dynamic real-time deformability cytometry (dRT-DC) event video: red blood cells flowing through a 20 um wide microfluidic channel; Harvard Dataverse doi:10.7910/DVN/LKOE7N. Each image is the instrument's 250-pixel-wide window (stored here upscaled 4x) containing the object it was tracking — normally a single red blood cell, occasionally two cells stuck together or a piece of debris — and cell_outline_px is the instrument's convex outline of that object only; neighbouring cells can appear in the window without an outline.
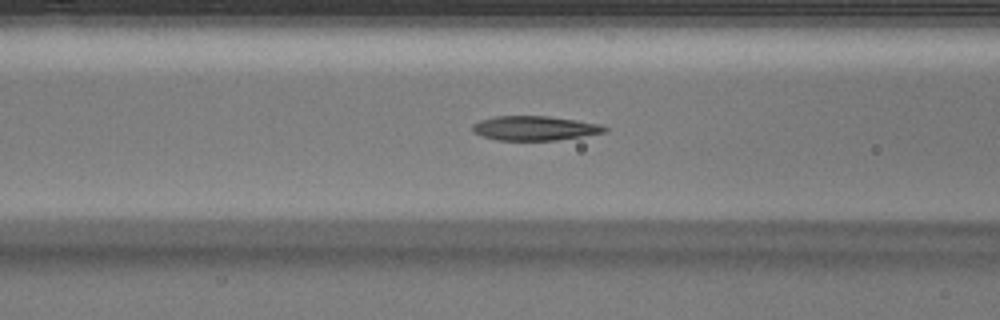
{"species": "Egyptian fruit bat (a non-hibernating species)", "species_latin": "Rousettus aegyptiacus", "temperature_condition": "warm", "stored_images_in_passage": 34, "camera_frame_rate_fps": 3000, "um_per_image_px": 0.085, "animal": {"sex": "male"}, "frame": {"image": 1, "passage_image": 5, "time_ms": 1.333, "image_size_px": [1000, 320], "cell_outline_px": [[608, 132], [556, 140], [496, 140], [472, 132], [472, 124], [480, 120], [496, 116], [548, 116], [604, 124], [608, 128]], "centroid_in_image_um": [45.49, 10.89], "position_along_channel_um": 121.1, "area_um2": 18.9}}
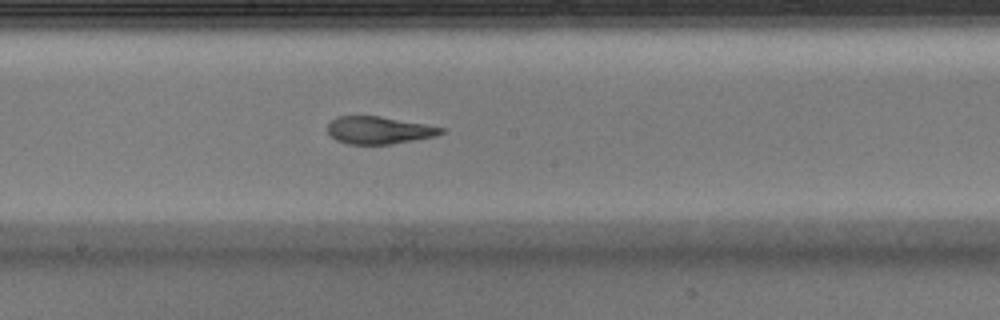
{"frame": {"image": 2, "passage_image": 12, "time_ms": 3.667, "image_size_px": [1000, 320], "cell_outline_px": [[444, 132], [436, 136], [388, 144], [348, 144], [336, 140], [328, 132], [328, 124], [336, 116], [380, 116], [424, 124], [444, 128]], "centroid_in_image_um": [32.18, 11.06], "position_along_channel_um": 216.0, "area_um2": 17.92}}
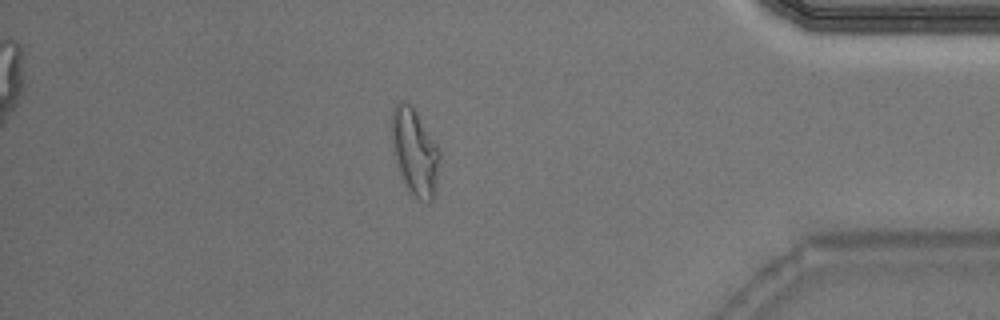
{"frame": {"image": 3, "passage_image": 28, "time_ms": 9.0, "image_size_px": [1000, 320], "cell_outline_px": [[440, 156], [436, 196], [428, 204], [416, 196], [408, 188], [400, 176], [392, 152], [392, 108], [400, 100], [404, 100], [416, 112], [440, 148]], "centroid_in_image_um": [35.27, 12.94], "position_along_channel_um": 399.9, "area_um2": 24.45}, "authors_computed_cell_mechanics": {"area_um2": 19.2185, "velocity_mm_per_s": 4.0591, "shape_relaxation_time_tau1_ms": null, "shape_relaxation_time_tau2_ms": 2.0777, "deformation_change_tau1": null, "deformation_change_tau2": 0.0928}}